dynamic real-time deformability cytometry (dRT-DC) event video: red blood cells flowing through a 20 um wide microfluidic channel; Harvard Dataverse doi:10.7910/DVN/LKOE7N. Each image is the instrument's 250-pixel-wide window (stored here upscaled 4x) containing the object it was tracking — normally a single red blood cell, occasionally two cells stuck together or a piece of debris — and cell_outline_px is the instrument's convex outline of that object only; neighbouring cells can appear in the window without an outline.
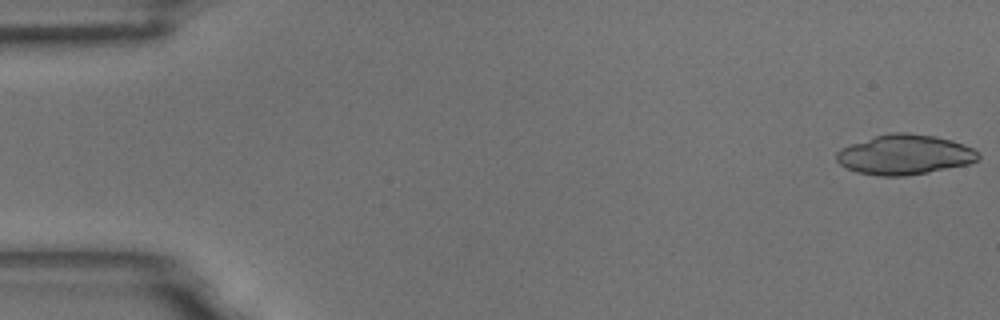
{"species": "common noctule bat (a hibernating species)", "species_latin": "Nyctalus noctula", "temperature_condition": "room temperature", "stored_images_in_passage": 7, "camera_frame_rate_fps": 3000, "um_per_image_px": 0.085, "animal": {"sex": "male", "body_mass_g": 18.8}, "frame": {"image": 1, "passage_image": 1, "time_ms": 0.0, "image_size_px": [1000, 320], "cell_outline_px": [[980, 156], [976, 160], [968, 164], [928, 172], [904, 176], [880, 176], [856, 172], [840, 164], [836, 160], [836, 152], [840, 148], [888, 132], [904, 132], [936, 136], [952, 140], [964, 144], [980, 152]], "centroid_in_image_um": [76.9, 13.14], "position_along_channel_um": 8.1, "area_um2": 32.95}}